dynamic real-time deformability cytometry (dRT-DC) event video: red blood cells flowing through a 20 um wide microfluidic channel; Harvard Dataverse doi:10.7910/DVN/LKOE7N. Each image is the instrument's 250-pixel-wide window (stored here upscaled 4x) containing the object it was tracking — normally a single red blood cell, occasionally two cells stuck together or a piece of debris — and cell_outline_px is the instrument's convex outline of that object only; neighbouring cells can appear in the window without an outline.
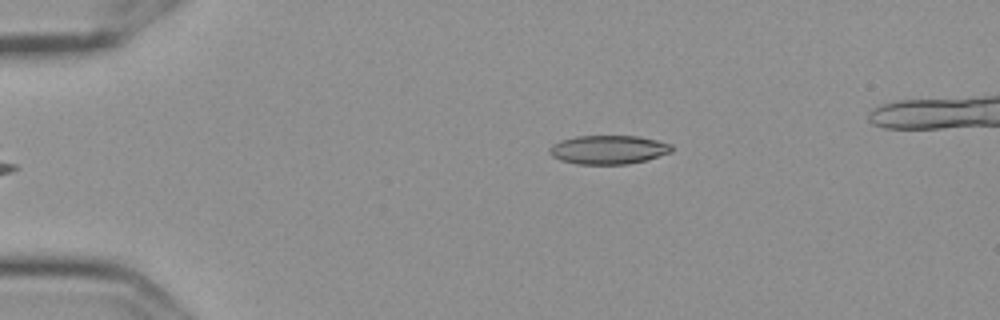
{"species": "Egyptian fruit bat (a non-hibernating species)", "species_latin": "Rousettus aegyptiacus", "temperature_condition": "cold", "stored_images_in_passage": 47, "camera_frame_rate_fps": 3000, "um_per_image_px": 0.085, "frame": {"image": 1, "passage_image": 3, "time_ms": 0.667, "image_size_px": [1000, 320], "cell_outline_px": [[672, 152], [648, 160], [628, 164], [576, 164], [560, 160], [552, 156], [548, 152], [548, 148], [552, 144], [560, 140], [576, 136], [640, 136], [672, 144]], "centroid_in_image_um": [51.7, 12.72], "position_along_channel_um": 33.3, "area_um2": 20.75}}
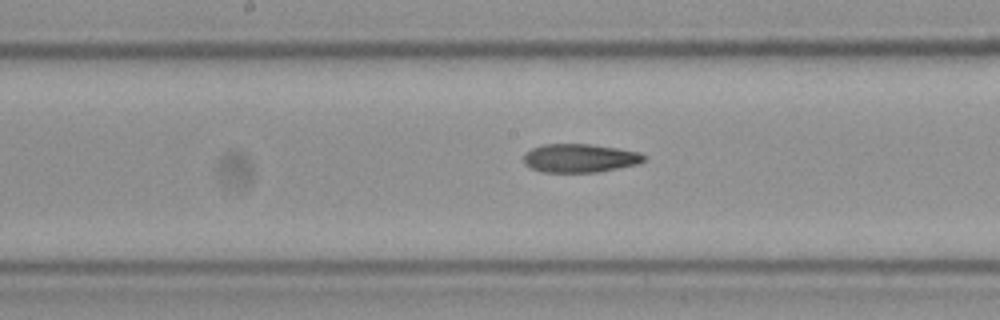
{"frame": {"image": 2, "passage_image": 21, "time_ms": 6.667, "image_size_px": [1000, 320], "cell_outline_px": [[648, 156], [640, 164], [600, 172], [540, 172], [524, 164], [524, 152], [532, 148], [544, 144], [592, 144], [640, 152]], "centroid_in_image_um": [49.31, 13.44], "position_along_channel_um": 198.9, "area_um2": 20.29}}
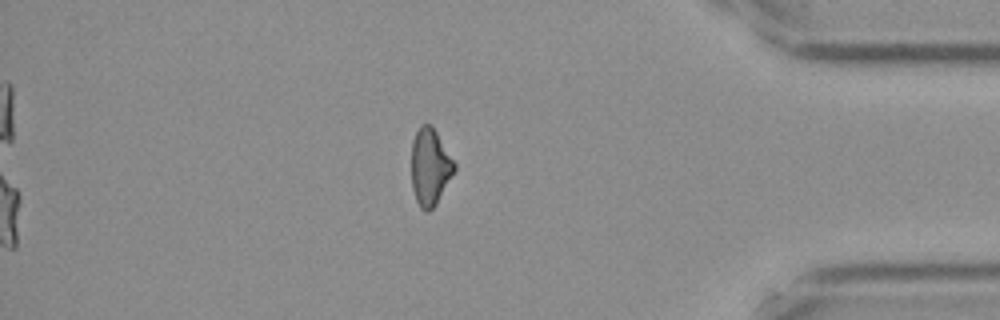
{"frame": {"image": 3, "passage_image": 40, "time_ms": 13.0, "image_size_px": [1000, 320], "cell_outline_px": [[456, 168], [436, 204], [428, 212], [424, 212], [420, 208], [416, 200], [412, 188], [412, 140], [420, 124], [432, 124], [456, 164]], "centroid_in_image_um": [36.54, 14.18], "position_along_channel_um": 398.7, "area_um2": 19.25}}